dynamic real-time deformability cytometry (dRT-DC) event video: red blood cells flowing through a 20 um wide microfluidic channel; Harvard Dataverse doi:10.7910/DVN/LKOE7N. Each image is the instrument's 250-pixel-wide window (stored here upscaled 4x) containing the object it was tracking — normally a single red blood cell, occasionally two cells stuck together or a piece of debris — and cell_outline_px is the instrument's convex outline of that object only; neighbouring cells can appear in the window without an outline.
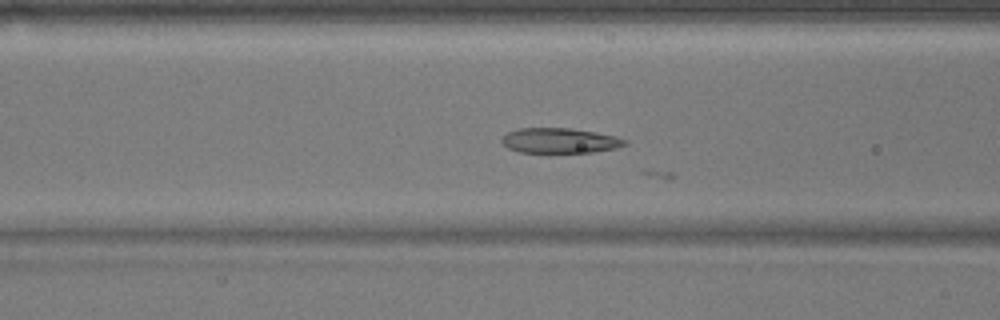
{"species": "common noctule bat (a hibernating species)", "species_latin": "Nyctalus noctula", "temperature_condition": "warm", "stored_images_in_passage": 18, "camera_frame_rate_fps": 3000, "um_per_image_px": 0.085, "animal": {"sex": "male", "body_mass_g": 17.9}, "frame": {"image": 1, "passage_image": 9, "time_ms": 2.667, "image_size_px": [1000, 320], "cell_outline_px": [[628, 144], [616, 148], [592, 152], [548, 156], [520, 152], [508, 148], [500, 140], [508, 132], [520, 128], [572, 128], [596, 132], [616, 136], [628, 140]], "centroid_in_image_um": [47.59, 12.0], "position_along_channel_um": 119.0, "area_um2": 19.02}}